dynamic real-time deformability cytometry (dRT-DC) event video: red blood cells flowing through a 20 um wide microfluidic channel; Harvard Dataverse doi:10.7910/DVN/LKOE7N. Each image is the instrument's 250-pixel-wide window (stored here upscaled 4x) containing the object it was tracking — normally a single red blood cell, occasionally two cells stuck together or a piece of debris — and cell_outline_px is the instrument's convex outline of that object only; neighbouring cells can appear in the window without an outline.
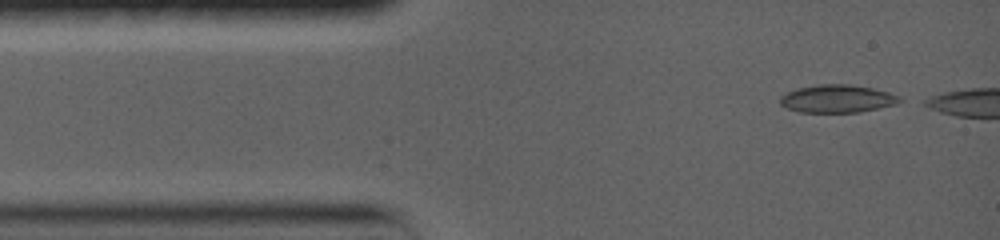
{"species": "common noctule bat (a hibernating species)", "species_latin": "Nyctalus noctula", "temperature_condition": "warm", "stored_images_in_passage": 3, "camera_frame_rate_fps": 5000, "um_per_image_px": 0.085, "animal": {"sex": "female", "body_mass_g": 19.0, "forearm_length_mm": 56.7}, "frame": {"image": 1, "passage_image": 1, "time_ms": 0.0, "image_size_px": [1000, 240], "cell_outline_px": [[904, 100], [892, 104], [860, 112], [800, 112], [788, 108], [780, 104], [780, 96], [796, 88], [820, 84], [848, 84], [872, 88], [888, 92], [900, 96]], "centroid_in_image_um": [71.14, 8.38], "position_along_channel_um": 13.9, "area_um2": 19.19}}